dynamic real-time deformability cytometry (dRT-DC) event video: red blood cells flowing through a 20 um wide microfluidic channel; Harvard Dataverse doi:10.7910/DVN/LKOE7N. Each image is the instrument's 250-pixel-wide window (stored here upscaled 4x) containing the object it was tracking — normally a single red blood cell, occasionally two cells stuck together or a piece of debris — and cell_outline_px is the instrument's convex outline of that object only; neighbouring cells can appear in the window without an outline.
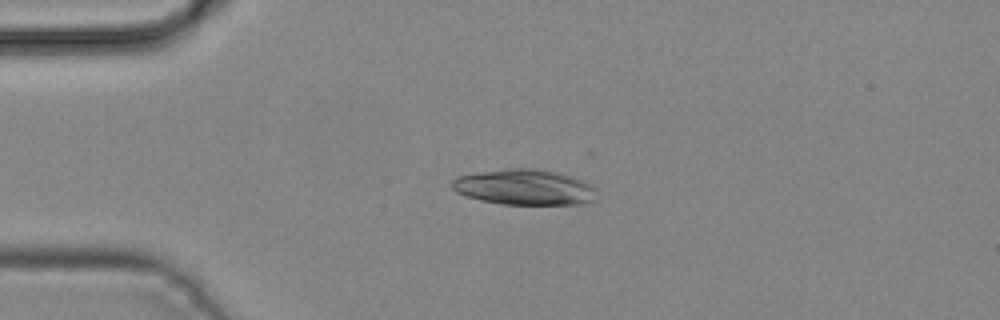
{"species": "common noctule bat (a hibernating species)", "species_latin": "Nyctalus noctula", "temperature_condition": "cold", "stored_images_in_passage": 2, "camera_frame_rate_fps": 3000, "um_per_image_px": 0.085, "animal": {"sex": "male", "body_mass_g": 19.2, "forearm_length_mm": 51.8}, "frame": {"image": 1, "passage_image": 2, "time_ms": 0.333, "image_size_px": [1000, 320], "cell_outline_px": [[592, 200], [580, 204], [500, 204], [480, 200], [456, 192], [452, 188], [452, 180], [456, 176], [480, 172], [508, 168], [544, 168], [560, 172], [584, 180], [592, 188]], "centroid_in_image_um": [44.52, 15.89], "position_along_channel_um": 40.5, "area_um2": 29.88}}